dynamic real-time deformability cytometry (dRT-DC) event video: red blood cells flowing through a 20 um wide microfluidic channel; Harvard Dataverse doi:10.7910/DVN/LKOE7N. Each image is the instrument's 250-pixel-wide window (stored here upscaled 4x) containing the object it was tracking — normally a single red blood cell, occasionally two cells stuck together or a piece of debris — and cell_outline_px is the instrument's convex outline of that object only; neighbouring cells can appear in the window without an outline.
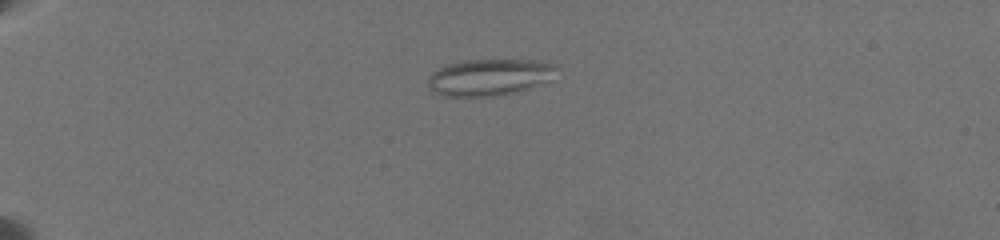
{"species": "common noctule bat (a hibernating species)", "species_latin": "Nyctalus noctula", "temperature_condition": "warm", "stored_images_in_passage": 35, "camera_frame_rate_fps": 3000, "um_per_image_px": 0.085, "animal": {"sex": "female", "body_mass_g": 19.5, "forearm_length_mm": 54.1}, "frame": {"image": 1, "passage_image": 10, "time_ms": 6.0, "image_size_px": [1000, 240], "cell_outline_px": [[560, 68], [548, 80], [524, 88], [492, 96], [448, 96], [436, 92], [428, 88], [428, 80], [432, 72], [448, 64], [468, 60], [532, 60], [556, 64]], "centroid_in_image_um": [41.58, 6.54], "position_along_channel_um": 43.4, "area_um2": 26.7}}
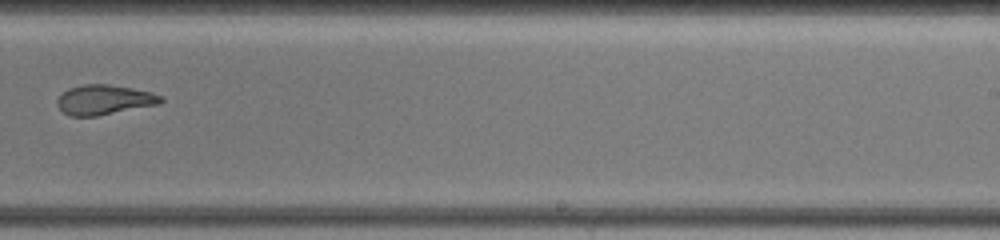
{"frame": {"image": 2, "passage_image": 25, "time_ms": 14.333, "image_size_px": [1000, 240], "cell_outline_px": [[164, 100], [160, 104], [96, 116], [68, 116], [56, 104], [56, 100], [68, 88], [84, 84], [108, 84], [132, 88], [152, 92], [164, 96]], "centroid_in_image_um": [8.88, 8.48], "position_along_channel_um": 280.1, "area_um2": 18.09}}
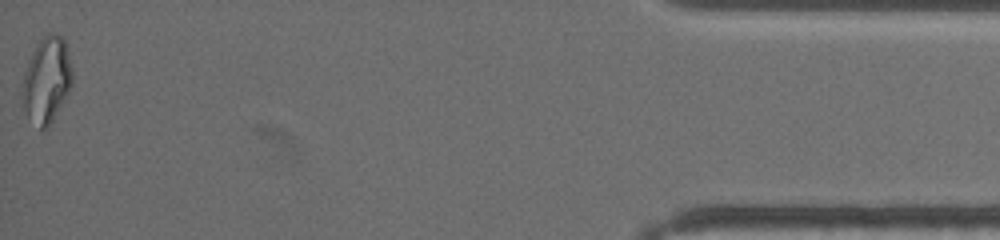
{"frame": {"image": 3, "passage_image": 35, "time_ms": 20.667, "image_size_px": [1000, 240], "cell_outline_px": [[72, 84], [68, 92], [48, 128], [44, 132], [28, 116], [24, 108], [20, 92], [24, 72], [40, 40], [48, 32], [56, 32], [64, 40], [68, 52], [72, 68]], "centroid_in_image_um": [3.97, 6.81], "position_along_channel_um": 431.2, "area_um2": 24.74}, "authors_computed_cell_mechanics": {"area_um2": 23.4668, "velocity_mm_per_s": 3.571, "shape_relaxation_time_tau1_ms": null, "shape_relaxation_time_tau2_ms": 1.9723, "deformation_change_tau1": null, "deformation_change_tau2": 0.1035}}